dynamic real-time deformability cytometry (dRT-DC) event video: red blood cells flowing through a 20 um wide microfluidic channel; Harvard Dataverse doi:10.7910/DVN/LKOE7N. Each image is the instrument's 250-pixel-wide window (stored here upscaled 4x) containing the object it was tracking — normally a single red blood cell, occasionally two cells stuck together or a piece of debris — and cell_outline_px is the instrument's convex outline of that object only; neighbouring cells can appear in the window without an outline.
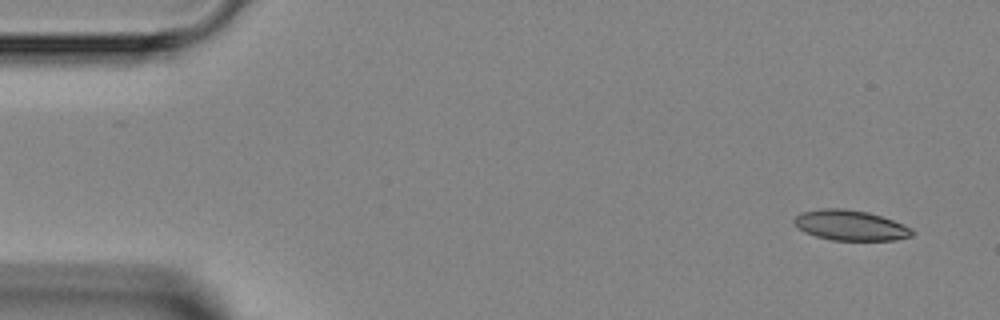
{"species": "Egyptian fruit bat (a non-hibernating species)", "species_latin": "Rousettus aegyptiacus", "temperature_condition": "room temperature", "stored_images_in_passage": 4, "camera_frame_rate_fps": 3000, "um_per_image_px": 0.085, "animal": {"sex": "female"}, "frame": {"image": 1, "passage_image": 1, "time_ms": 0.0, "image_size_px": [1000, 320], "cell_outline_px": [[912, 236], [896, 240], [832, 240], [816, 236], [804, 232], [792, 220], [796, 216], [804, 212], [824, 208], [844, 208], [868, 212], [904, 224], [912, 228]], "centroid_in_image_um": [72.3, 19.15], "position_along_channel_um": 12.7, "area_um2": 20.63}}
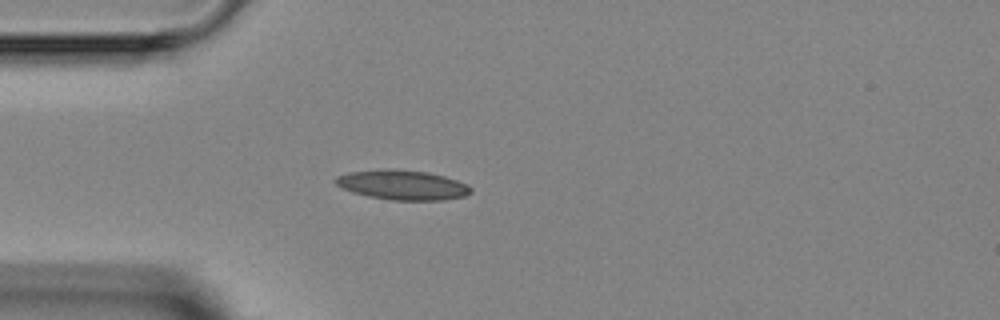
{"frame": {"image": 2, "passage_image": 4, "time_ms": 3.333, "image_size_px": [1000, 320], "cell_outline_px": [[472, 192], [464, 196], [444, 200], [392, 200], [368, 196], [352, 192], [336, 184], [332, 180], [336, 176], [348, 172], [384, 168], [392, 168], [428, 172], [444, 176], [468, 184], [472, 188]], "centroid_in_image_um": [34.2, 15.71], "position_along_channel_um": 50.8, "area_um2": 23.64}}